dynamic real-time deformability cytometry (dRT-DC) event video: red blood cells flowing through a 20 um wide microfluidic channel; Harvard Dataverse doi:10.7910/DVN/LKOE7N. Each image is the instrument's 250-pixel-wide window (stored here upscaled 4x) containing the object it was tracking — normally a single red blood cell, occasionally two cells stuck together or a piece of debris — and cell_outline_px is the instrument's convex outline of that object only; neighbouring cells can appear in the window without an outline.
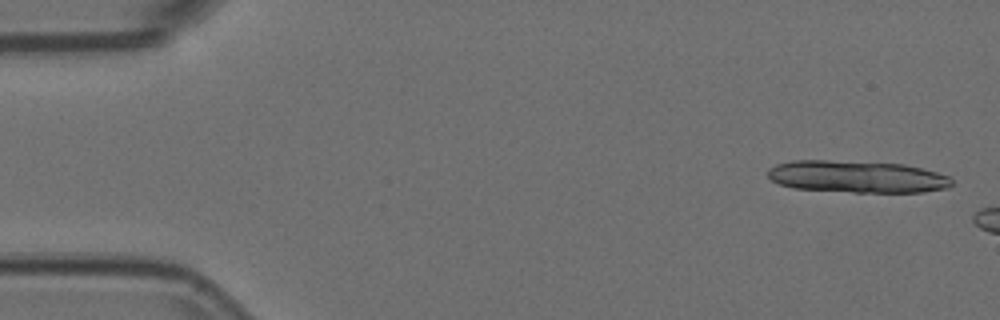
{"species": "Egyptian fruit bat (a non-hibernating species)", "species_latin": "Rousettus aegyptiacus", "temperature_condition": "room temperature", "stored_images_in_passage": 3, "camera_frame_rate_fps": 3000, "um_per_image_px": 0.085, "animal": {"sex": "female"}, "frame": {"image": 1, "passage_image": 1, "time_ms": 0.0, "image_size_px": [1000, 320], "cell_outline_px": [[952, 184], [948, 188], [924, 192], [852, 192], [796, 188], [780, 184], [772, 180], [768, 176], [768, 168], [776, 164], [792, 160], [828, 160], [904, 164], [936, 172], [948, 176], [952, 180]], "centroid_in_image_um": [72.84, 15.01], "position_along_channel_um": 12.2, "area_um2": 34.28}}